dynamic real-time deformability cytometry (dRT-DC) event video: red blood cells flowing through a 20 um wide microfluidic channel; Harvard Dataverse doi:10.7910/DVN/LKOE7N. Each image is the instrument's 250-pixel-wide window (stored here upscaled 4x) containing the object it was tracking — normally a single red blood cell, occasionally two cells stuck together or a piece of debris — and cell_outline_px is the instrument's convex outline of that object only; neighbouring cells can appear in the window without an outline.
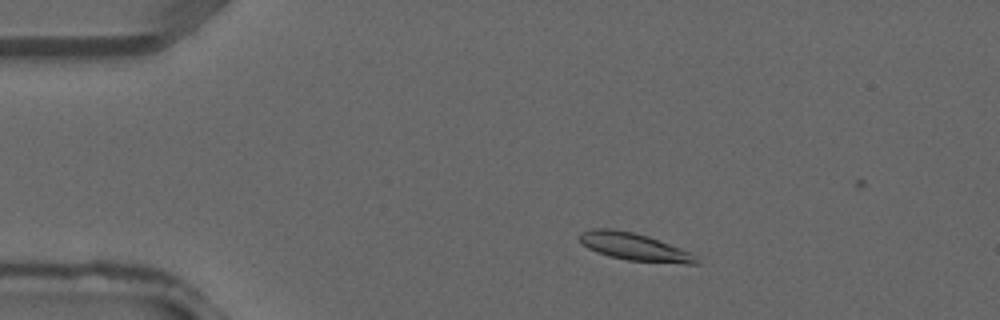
{"species": "common noctule bat (a hibernating species)", "species_latin": "Nyctalus noctula", "temperature_condition": "warm", "stored_images_in_passage": 7, "camera_frame_rate_fps": 3000, "um_per_image_px": 0.085, "animal": {"sex": "male", "forearm_length_mm": 52.5}, "frame": {"image": 1, "passage_image": 2, "time_ms": 0.333, "image_size_px": [1000, 320], "cell_outline_px": [[700, 264], [684, 264], [628, 260], [608, 256], [596, 252], [588, 248], [576, 236], [580, 232], [592, 228], [608, 228], [632, 232], [648, 236], [688, 252], [696, 256]], "centroid_in_image_um": [53.86, 20.98], "position_along_channel_um": 31.1, "area_um2": 18.55}}